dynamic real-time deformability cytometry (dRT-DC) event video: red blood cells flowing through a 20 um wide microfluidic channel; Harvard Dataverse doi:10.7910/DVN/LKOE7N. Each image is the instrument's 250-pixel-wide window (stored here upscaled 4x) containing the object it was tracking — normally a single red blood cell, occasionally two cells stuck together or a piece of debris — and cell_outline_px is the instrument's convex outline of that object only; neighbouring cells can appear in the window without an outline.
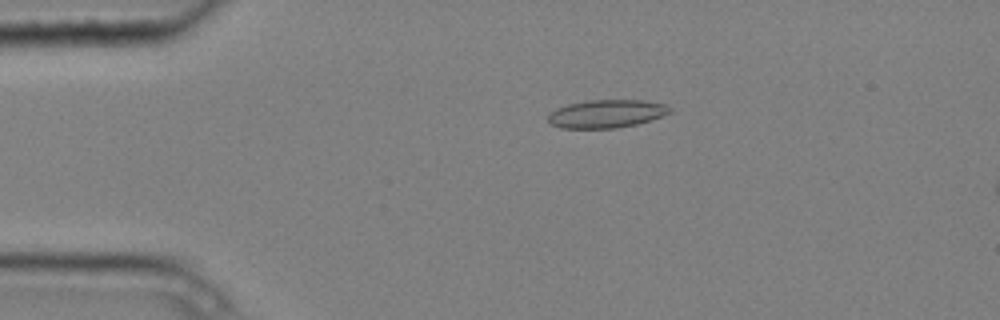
{"species": "common noctule bat (a hibernating species)", "species_latin": "Nyctalus noctula", "temperature_condition": "cold", "stored_images_in_passage": 4, "camera_frame_rate_fps": 3000, "um_per_image_px": 0.085, "animal": {"sex": "male", "body_mass_g": 20.4}, "frame": {"image": 1, "passage_image": 2, "time_ms": 0.333, "image_size_px": [1000, 320], "cell_outline_px": [[672, 112], [652, 120], [636, 124], [616, 128], [560, 128], [552, 124], [548, 120], [548, 112], [556, 108], [568, 104], [588, 100], [640, 100], [664, 104], [672, 108]], "centroid_in_image_um": [51.54, 9.67], "position_along_channel_um": 33.5, "area_um2": 20.0}}